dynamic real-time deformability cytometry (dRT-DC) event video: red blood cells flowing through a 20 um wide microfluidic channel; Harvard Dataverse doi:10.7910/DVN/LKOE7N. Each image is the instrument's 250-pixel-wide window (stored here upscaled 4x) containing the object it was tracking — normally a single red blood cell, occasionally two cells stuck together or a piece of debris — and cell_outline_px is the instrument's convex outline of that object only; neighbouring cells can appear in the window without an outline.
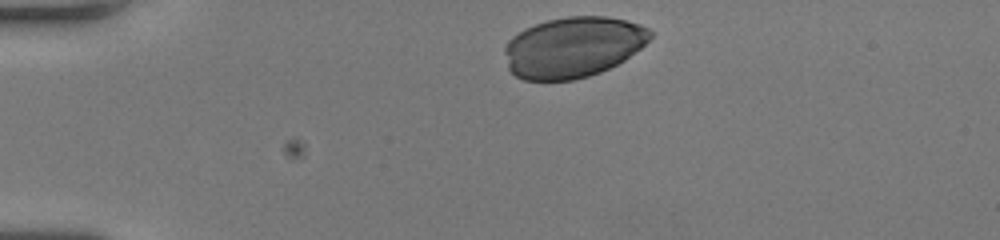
{"species": "human", "species_latin": "Homo sapiens", "temperature_condition": "room temperature", "stored_images_in_passage": 2, "camera_frame_rate_fps": 3000, "um_per_image_px": 0.085, "donor": {"sex": "female"}, "frame": {"image": 1, "passage_image": 2, "time_ms": 0.333, "image_size_px": [1000, 240], "cell_outline_px": [[652, 36], [640, 48], [624, 60], [600, 72], [588, 76], [572, 80], [524, 80], [516, 76], [508, 68], [504, 52], [504, 48], [508, 40], [512, 36], [524, 28], [548, 20], [568, 16], [604, 16], [624, 20], [640, 24], [648, 28], [652, 32]], "centroid_in_image_um": [48.68, 4.0], "position_along_channel_um": 36.3, "area_um2": 51.33}}